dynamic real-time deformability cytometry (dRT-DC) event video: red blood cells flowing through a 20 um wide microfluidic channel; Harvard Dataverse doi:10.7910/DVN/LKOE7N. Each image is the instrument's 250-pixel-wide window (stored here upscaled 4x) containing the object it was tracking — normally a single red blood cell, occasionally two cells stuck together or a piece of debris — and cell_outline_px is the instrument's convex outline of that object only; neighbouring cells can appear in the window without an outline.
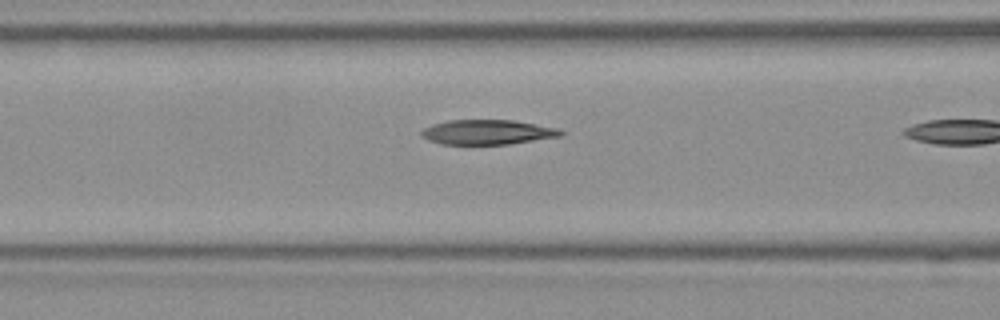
{"species": "Egyptian fruit bat (a non-hibernating species)", "species_latin": "Rousettus aegyptiacus", "temperature_condition": "room temperature", "stored_images_in_passage": 8, "camera_frame_rate_fps": 3000, "um_per_image_px": 0.085, "frame": {"image": 1, "passage_image": 7, "time_ms": 2.0, "image_size_px": [1000, 320], "cell_outline_px": [[564, 136], [508, 144], [440, 144], [428, 140], [420, 136], [420, 132], [424, 128], [432, 124], [448, 120], [516, 120], [556, 128], [564, 132]], "centroid_in_image_um": [41.42, 11.23], "position_along_channel_um": 125.2, "area_um2": 20.23}}